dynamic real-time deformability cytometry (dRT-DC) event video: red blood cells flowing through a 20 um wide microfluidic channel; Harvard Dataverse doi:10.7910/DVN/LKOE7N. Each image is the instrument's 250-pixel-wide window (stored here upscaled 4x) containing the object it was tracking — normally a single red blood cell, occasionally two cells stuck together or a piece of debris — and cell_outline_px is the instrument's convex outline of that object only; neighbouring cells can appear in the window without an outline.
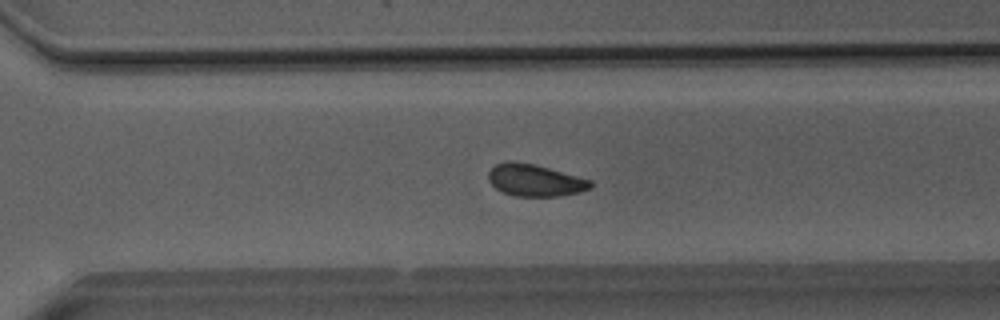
{"species": "Egyptian fruit bat (a non-hibernating species)", "species_latin": "Rousettus aegyptiacus", "temperature_condition": "room temperature", "stored_images_in_passage": 41, "camera_frame_rate_fps": 3000, "um_per_image_px": 0.085, "animal": {"sex": "male"}, "frame": {"image": 1, "passage_image": 25, "time_ms": 8.0, "image_size_px": [1000, 320], "cell_outline_px": [[592, 188], [580, 192], [560, 196], [512, 196], [496, 188], [488, 180], [488, 172], [496, 164], [508, 160], [512, 160], [536, 164], [592, 180]], "centroid_in_image_um": [45.48, 15.31], "position_along_channel_um": 325.1, "area_um2": 19.25}}
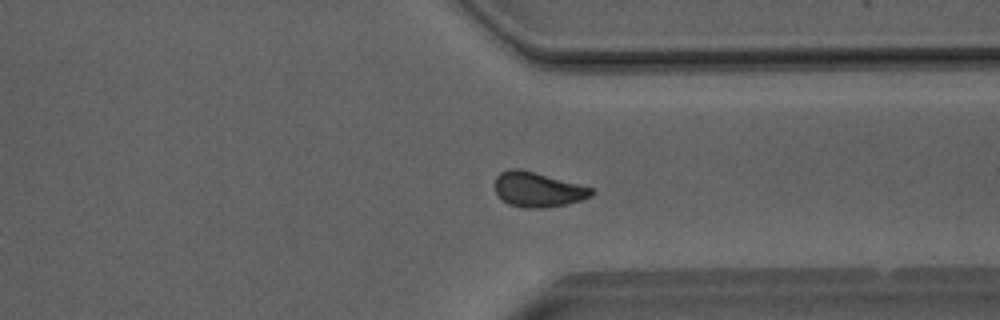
{"frame": {"image": 2, "passage_image": 28, "time_ms": 9.0, "image_size_px": [1000, 320], "cell_outline_px": [[596, 192], [592, 196], [580, 200], [564, 204], [544, 208], [524, 208], [508, 204], [496, 192], [496, 176], [500, 172], [508, 168], [516, 168], [532, 172], [592, 188]], "centroid_in_image_um": [45.7, 16.12], "position_along_channel_um": 365.7, "area_um2": 19.19}}
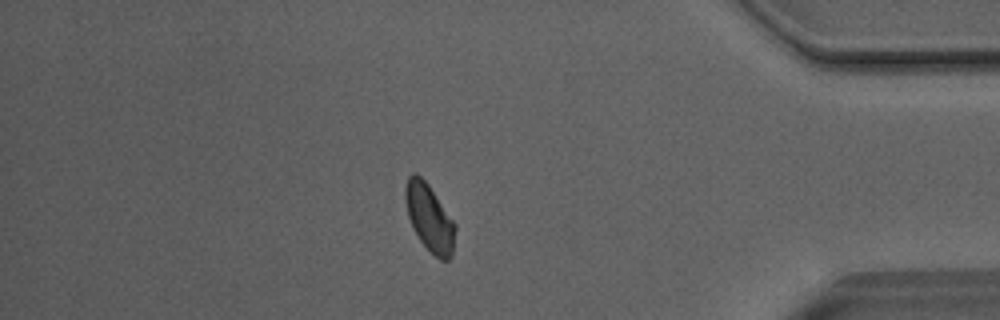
{"frame": {"image": 3, "passage_image": 33, "time_ms": 10.667, "image_size_px": [1000, 320], "cell_outline_px": [[456, 228], [452, 256], [448, 260], [440, 260], [420, 240], [408, 216], [404, 200], [404, 188], [408, 176], [412, 172], [416, 172], [428, 184], [456, 224]], "centroid_in_image_um": [36.5, 18.47], "position_along_channel_um": 398.7, "area_um2": 19.42}, "authors_computed_cell_mechanics": {"area_um2": 19.5364, "velocity_mm_per_s": 4.0307, "shape_relaxation_time_tau1_ms": 5.7365, "shape_relaxation_time_tau2_ms": 2.4132, "deformation_change_tau1": 0.1141, "deformation_change_tau2": 0.0641}}